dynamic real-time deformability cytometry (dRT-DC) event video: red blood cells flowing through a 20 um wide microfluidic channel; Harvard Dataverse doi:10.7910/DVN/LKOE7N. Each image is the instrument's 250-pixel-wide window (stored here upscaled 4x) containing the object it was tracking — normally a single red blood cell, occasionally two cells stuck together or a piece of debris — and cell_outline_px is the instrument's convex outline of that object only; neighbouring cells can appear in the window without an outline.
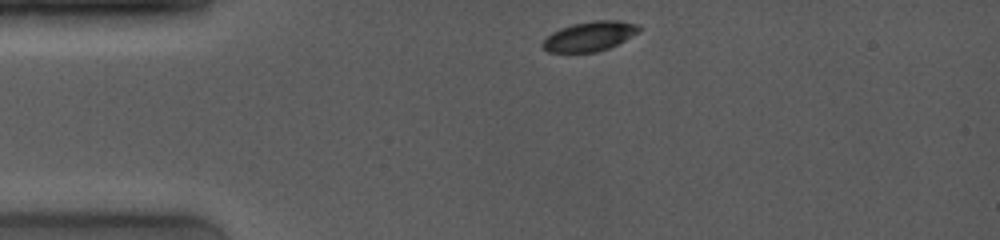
{"species": "common noctule bat (a hibernating species)", "species_latin": "Nyctalus noctula", "temperature_condition": "room temperature", "stored_images_in_passage": 24, "camera_frame_rate_fps": 4000, "um_per_image_px": 0.085, "animal": {"sex": "female", "body_mass_g": 19.0, "forearm_length_mm": 53.3}, "frame": {"image": 1, "passage_image": 1, "time_ms": 0.0, "image_size_px": [1000, 240], "cell_outline_px": [[640, 32], [608, 48], [596, 52], [548, 52], [540, 44], [552, 32], [560, 28], [572, 24], [592, 20], [620, 20], [636, 24], [640, 28]], "centroid_in_image_um": [50.11, 3.07], "position_along_channel_um": 34.9, "area_um2": 16.59}}
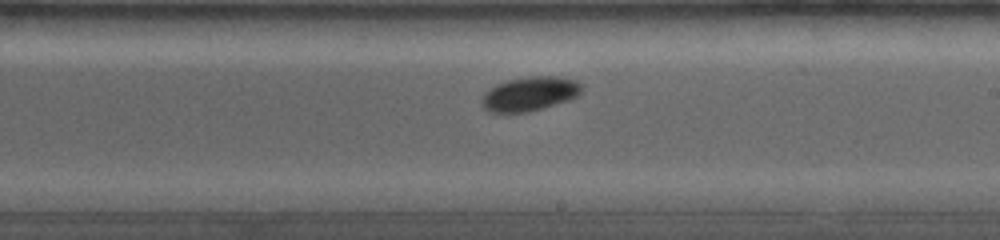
{"frame": {"image": 2, "passage_image": 18, "time_ms": 6.25, "image_size_px": [1000, 240], "cell_outline_px": [[584, 88], [576, 96], [568, 100], [544, 108], [528, 112], [488, 112], [484, 108], [480, 100], [484, 92], [496, 84], [508, 80], [532, 76], [556, 76], [576, 80], [584, 84]], "centroid_in_image_um": [45.03, 7.97], "position_along_channel_um": 244.0, "area_um2": 20.06}}
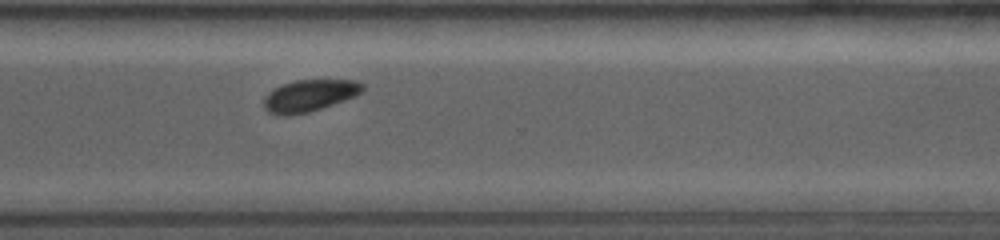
{"frame": {"image": 3, "passage_image": 24, "time_ms": 8.75, "image_size_px": [1000, 240], "cell_outline_px": [[364, 88], [356, 96], [308, 112], [288, 116], [280, 116], [268, 112], [264, 108], [264, 96], [268, 92], [284, 84], [296, 80], [356, 80], [364, 84]], "centroid_in_image_um": [26.28, 8.13], "position_along_channel_um": 344.3, "area_um2": 18.21}}